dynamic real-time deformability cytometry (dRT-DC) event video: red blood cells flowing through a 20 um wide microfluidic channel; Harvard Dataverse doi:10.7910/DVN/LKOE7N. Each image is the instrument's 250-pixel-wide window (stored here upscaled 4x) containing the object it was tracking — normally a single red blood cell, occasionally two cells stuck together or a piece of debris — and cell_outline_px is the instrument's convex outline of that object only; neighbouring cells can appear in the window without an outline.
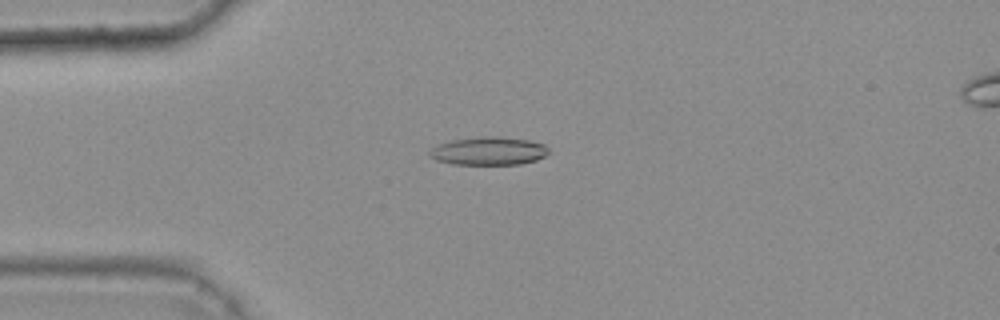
{"species": "common noctule bat (a hibernating species)", "species_latin": "Nyctalus noctula", "temperature_condition": "warm", "stored_images_in_passage": 47, "camera_frame_rate_fps": 3000, "um_per_image_px": 0.085, "animal": {"sex": "female", "body_mass_g": 25.1}, "frame": {"image": 1, "passage_image": 14, "time_ms": 4.333, "image_size_px": [1000, 320], "cell_outline_px": [[548, 152], [544, 156], [536, 160], [520, 164], [452, 164], [436, 160], [428, 156], [428, 152], [432, 148], [440, 144], [452, 140], [480, 136], [500, 136], [528, 140], [544, 144], [548, 148]], "centroid_in_image_um": [41.52, 12.83], "position_along_channel_um": 43.5, "area_um2": 19.54}}
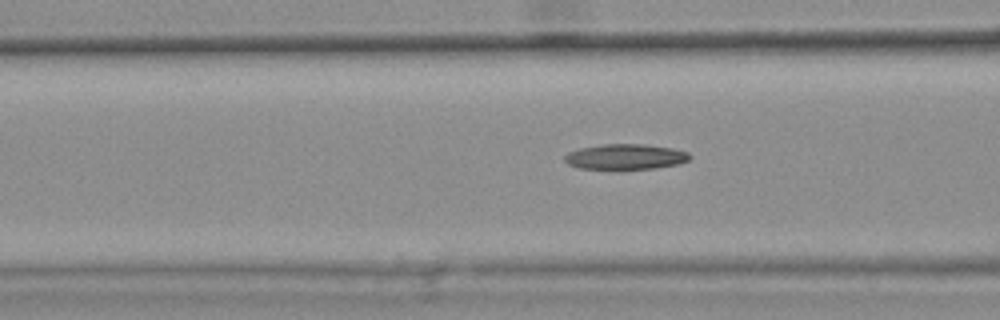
{"frame": {"image": 2, "passage_image": 21, "time_ms": 6.667, "image_size_px": [1000, 320], "cell_outline_px": [[692, 156], [688, 160], [676, 164], [656, 168], [580, 168], [568, 164], [564, 160], [564, 156], [568, 152], [580, 148], [600, 144], [644, 144], [672, 148], [688, 152]], "centroid_in_image_um": [53.16, 13.3], "position_along_channel_um": 113.4, "area_um2": 18.26}}
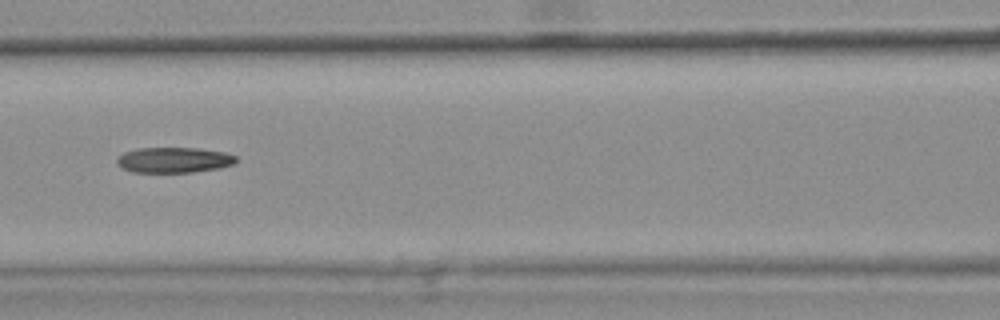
{"frame": {"image": 3, "passage_image": 24, "time_ms": 7.667, "image_size_px": [1000, 320], "cell_outline_px": [[236, 164], [220, 168], [192, 172], [132, 172], [116, 164], [116, 156], [124, 152], [136, 148], [200, 148], [224, 152], [236, 156]], "centroid_in_image_um": [14.77, 13.59], "position_along_channel_um": 151.8, "area_um2": 17.86}, "authors_computed_cell_mechanics": {"area_um2": 18.496, "velocity_mm_per_s": 3.8265, "shape_relaxation_time_tau1_ms": null, "shape_relaxation_time_tau2_ms": 9.5766, "deformation_change_tau1": null, "deformation_change_tau2": 0.2289}}